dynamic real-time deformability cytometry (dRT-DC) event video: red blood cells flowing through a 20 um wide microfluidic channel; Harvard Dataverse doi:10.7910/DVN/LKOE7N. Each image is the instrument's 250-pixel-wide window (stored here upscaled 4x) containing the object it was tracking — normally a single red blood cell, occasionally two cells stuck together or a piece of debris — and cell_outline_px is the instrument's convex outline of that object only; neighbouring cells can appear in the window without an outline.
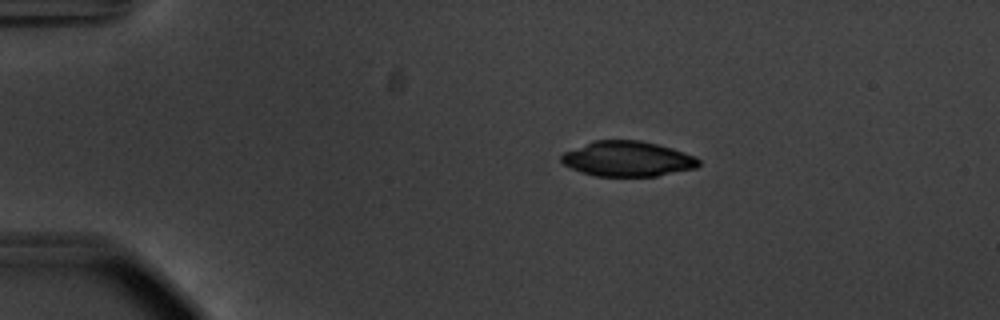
{"species": "common noctule bat (a hibernating species)", "species_latin": "Nyctalus noctula", "temperature_condition": "warm", "stored_images_in_passage": 45, "camera_frame_rate_fps": 3000, "um_per_image_px": 0.085, "animal": {"sex": "male", "body_mass_g": 20.1, "forearm_length_mm": 53.5}, "frame": {"image": 1, "passage_image": 1, "time_ms": 0.0, "image_size_px": [1000, 320], "cell_outline_px": [[700, 164], [696, 168], [656, 176], [596, 176], [580, 172], [564, 164], [560, 160], [560, 156], [564, 152], [592, 140], [640, 140], [672, 148], [696, 156], [700, 160]], "centroid_in_image_um": [53.34, 13.5], "position_along_channel_um": 31.7, "area_um2": 28.26}}
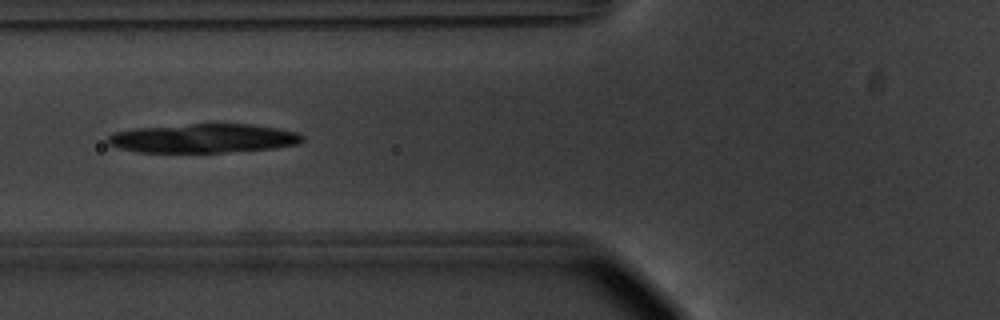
{"frame": {"image": 2, "passage_image": 12, "time_ms": 3.667, "image_size_px": [1000, 320], "cell_outline_px": [[304, 140], [296, 144], [272, 148], [224, 152], [136, 152], [120, 148], [108, 144], [108, 136], [112, 132], [136, 128], [192, 124], [252, 124], [276, 128], [296, 132], [304, 136]], "centroid_in_image_um": [17.26, 11.75], "position_along_channel_um": 108.5, "area_um2": 32.66}}
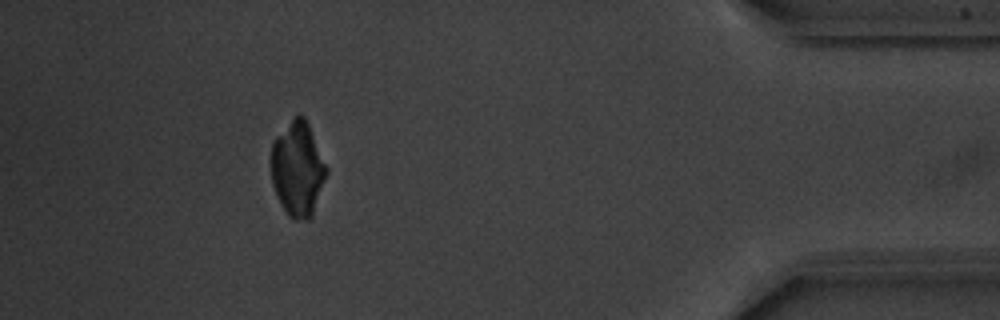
{"frame": {"image": 3, "passage_image": 40, "time_ms": 13.0, "image_size_px": [1000, 320], "cell_outline_px": [[328, 172], [312, 216], [308, 220], [292, 220], [288, 216], [280, 204], [272, 184], [272, 144], [276, 136], [300, 112], [304, 116], [308, 124], [328, 168]], "centroid_in_image_um": [25.31, 14.4], "position_along_channel_um": 409.9, "area_um2": 30.4}}